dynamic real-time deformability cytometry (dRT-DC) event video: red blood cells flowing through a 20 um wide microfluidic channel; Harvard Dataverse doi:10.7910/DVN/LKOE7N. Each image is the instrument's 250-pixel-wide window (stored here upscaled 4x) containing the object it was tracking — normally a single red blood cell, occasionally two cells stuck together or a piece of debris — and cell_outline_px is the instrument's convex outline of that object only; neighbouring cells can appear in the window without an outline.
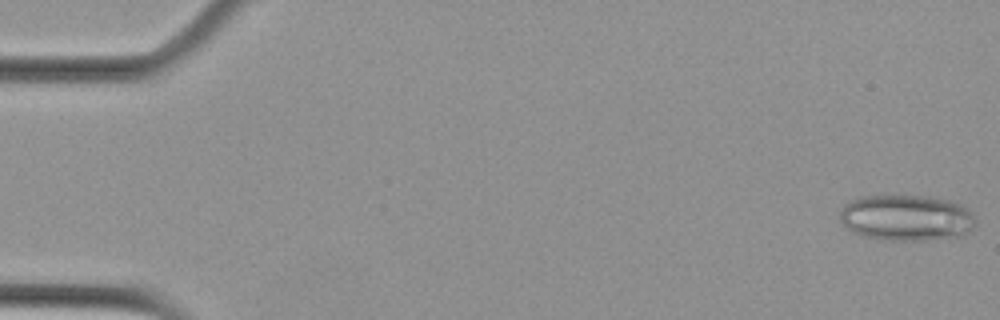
{"species": "Egyptian fruit bat (a non-hibernating species)", "species_latin": "Rousettus aegyptiacus", "temperature_condition": "cold", "stored_images_in_passage": 56, "camera_frame_rate_fps": 3000, "um_per_image_px": 0.085, "animal": {"sex": "female"}, "frame": {"image": 1, "passage_image": 1, "time_ms": 0.0, "image_size_px": [1000, 320], "cell_outline_px": [[976, 224], [964, 236], [920, 240], [888, 240], [864, 236], [848, 228], [840, 220], [840, 212], [844, 204], [860, 196], [928, 196], [948, 200], [960, 204], [968, 208], [972, 212], [976, 220]], "centroid_in_image_um": [77.09, 18.5], "position_along_channel_um": 7.9, "area_um2": 36.36}}
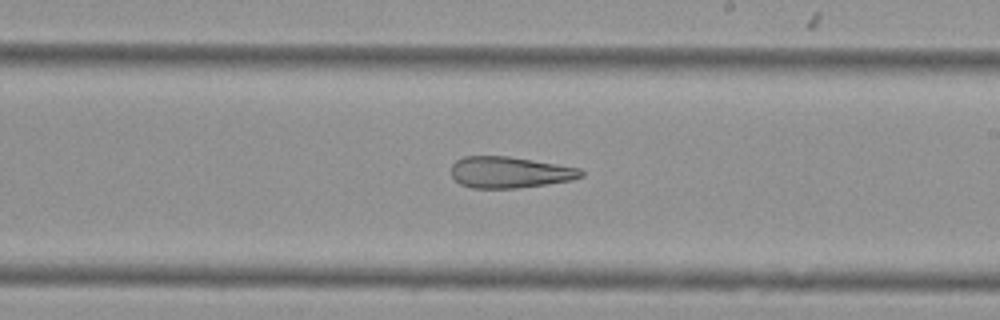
{"frame": {"image": 2, "passage_image": 33, "time_ms": 10.667, "image_size_px": [1000, 320], "cell_outline_px": [[584, 176], [572, 180], [516, 188], [472, 188], [460, 184], [452, 176], [452, 164], [456, 160], [464, 156], [508, 156], [580, 168], [584, 172]], "centroid_in_image_um": [43.32, 14.64], "position_along_channel_um": 245.7, "area_um2": 23.58}}
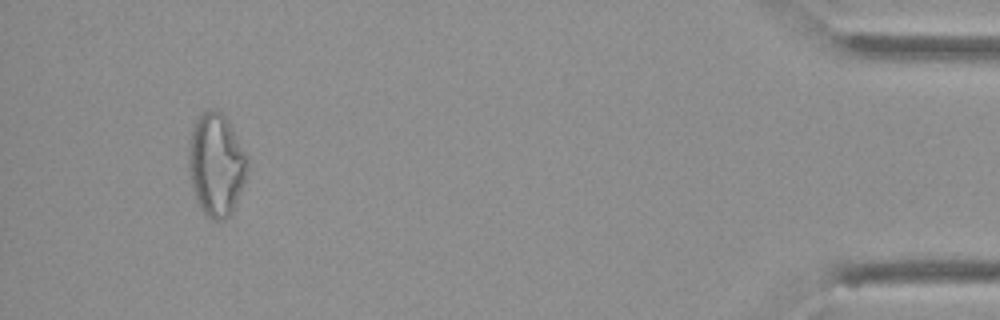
{"frame": {"image": 3, "passage_image": 53, "time_ms": 17.333, "image_size_px": [1000, 320], "cell_outline_px": [[248, 168], [240, 192], [232, 212], [224, 220], [212, 220], [200, 208], [196, 200], [192, 188], [188, 168], [188, 148], [192, 128], [200, 112], [204, 108], [212, 108], [220, 112], [228, 120], [248, 156]], "centroid_in_image_um": [18.36, 13.96], "position_along_channel_um": 416.8, "area_um2": 35.49}}